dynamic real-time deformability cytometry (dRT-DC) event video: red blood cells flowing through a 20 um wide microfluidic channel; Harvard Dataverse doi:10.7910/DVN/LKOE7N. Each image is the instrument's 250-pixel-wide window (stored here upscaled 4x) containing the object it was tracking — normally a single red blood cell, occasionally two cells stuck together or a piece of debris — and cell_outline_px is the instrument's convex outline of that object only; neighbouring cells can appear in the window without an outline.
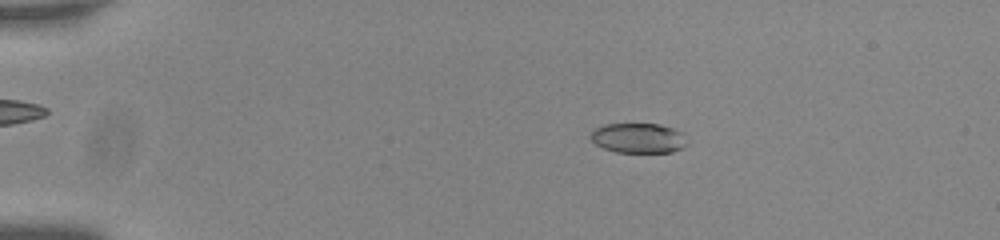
{"species": "common noctule bat (a hibernating species)", "species_latin": "Nyctalus noctula", "temperature_condition": "room temperature", "stored_images_in_passage": 56, "camera_frame_rate_fps": 3000, "um_per_image_px": 0.085, "animal": {"sex": "male", "body_mass_g": 20.0, "forearm_length_mm": 53.3}, "frame": {"image": 1, "passage_image": 11, "time_ms": 3.333, "image_size_px": [1000, 240], "cell_outline_px": [[688, 144], [684, 148], [672, 152], [616, 152], [604, 148], [596, 144], [588, 136], [592, 128], [604, 124], [660, 124], [684, 132]], "centroid_in_image_um": [54.27, 11.73], "position_along_channel_um": 30.7, "area_um2": 17.17}}
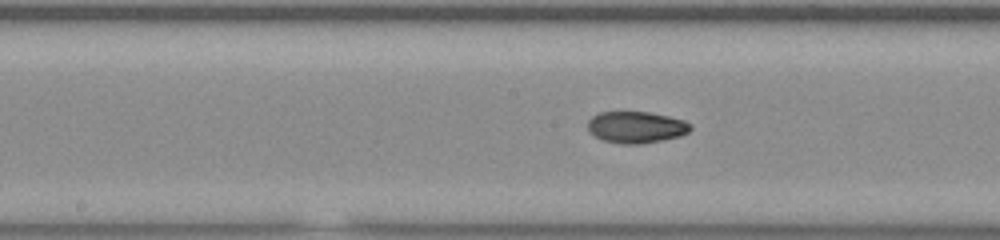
{"frame": {"image": 2, "passage_image": 30, "time_ms": 9.667, "image_size_px": [1000, 240], "cell_outline_px": [[692, 128], [688, 132], [680, 136], [640, 144], [620, 144], [600, 140], [588, 128], [588, 120], [592, 116], [600, 112], [648, 112], [668, 116], [684, 120], [692, 124]], "centroid_in_image_um": [54.08, 10.81], "position_along_channel_um": 194.1, "area_um2": 18.9}}
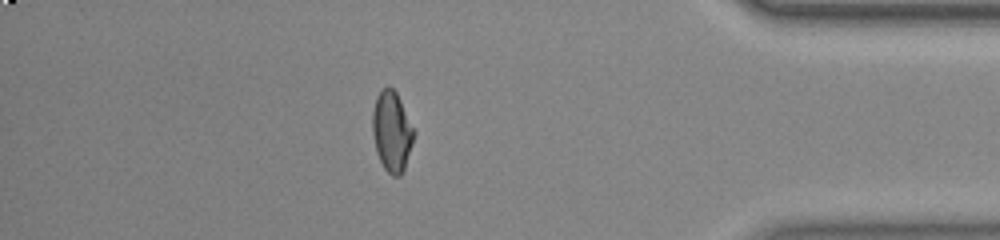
{"frame": {"image": 3, "passage_image": 49, "time_ms": 16.0, "image_size_px": [1000, 240], "cell_outline_px": [[412, 144], [404, 168], [400, 176], [392, 176], [384, 168], [376, 152], [372, 132], [372, 112], [376, 96], [380, 88], [388, 84], [396, 92], [400, 100], [412, 128]], "centroid_in_image_um": [33.25, 11.14], "position_along_channel_um": 402.0, "area_um2": 19.07}, "authors_computed_cell_mechanics": {"area_um2": 18.9873, "velocity_mm_per_s": 3.7593, "shape_relaxation_time_tau1_ms": 10.2593, "shape_relaxation_time_tau2_ms": 3.0214, "deformation_change_tau1": 0.2562, "deformation_change_tau2": 0.0606}}